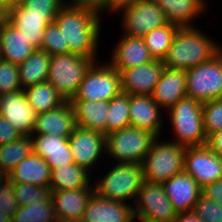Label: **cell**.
<instances>
[{
  "mask_svg": "<svg viewBox=\"0 0 222 222\" xmlns=\"http://www.w3.org/2000/svg\"><path fill=\"white\" fill-rule=\"evenodd\" d=\"M0 115L22 135H31L37 113L30 106L24 89L0 95Z\"/></svg>",
  "mask_w": 222,
  "mask_h": 222,
  "instance_id": "2e32d148",
  "label": "cell"
},
{
  "mask_svg": "<svg viewBox=\"0 0 222 222\" xmlns=\"http://www.w3.org/2000/svg\"><path fill=\"white\" fill-rule=\"evenodd\" d=\"M23 0H0V13L6 14L12 7L21 5Z\"/></svg>",
  "mask_w": 222,
  "mask_h": 222,
  "instance_id": "681fc988",
  "label": "cell"
},
{
  "mask_svg": "<svg viewBox=\"0 0 222 222\" xmlns=\"http://www.w3.org/2000/svg\"><path fill=\"white\" fill-rule=\"evenodd\" d=\"M137 0H109L108 3V13L115 12L118 13L121 10L130 7L133 5Z\"/></svg>",
  "mask_w": 222,
  "mask_h": 222,
  "instance_id": "7dc6e473",
  "label": "cell"
},
{
  "mask_svg": "<svg viewBox=\"0 0 222 222\" xmlns=\"http://www.w3.org/2000/svg\"><path fill=\"white\" fill-rule=\"evenodd\" d=\"M202 194L222 206V179L206 184L202 188Z\"/></svg>",
  "mask_w": 222,
  "mask_h": 222,
  "instance_id": "f6af8a7d",
  "label": "cell"
},
{
  "mask_svg": "<svg viewBox=\"0 0 222 222\" xmlns=\"http://www.w3.org/2000/svg\"><path fill=\"white\" fill-rule=\"evenodd\" d=\"M57 14L30 12V9L18 5L12 7L5 14V18L38 49L46 27L54 22Z\"/></svg>",
  "mask_w": 222,
  "mask_h": 222,
  "instance_id": "9a60e30c",
  "label": "cell"
},
{
  "mask_svg": "<svg viewBox=\"0 0 222 222\" xmlns=\"http://www.w3.org/2000/svg\"><path fill=\"white\" fill-rule=\"evenodd\" d=\"M18 207V201L13 193V183L7 179L0 185V211L12 217Z\"/></svg>",
  "mask_w": 222,
  "mask_h": 222,
  "instance_id": "60d3db41",
  "label": "cell"
},
{
  "mask_svg": "<svg viewBox=\"0 0 222 222\" xmlns=\"http://www.w3.org/2000/svg\"><path fill=\"white\" fill-rule=\"evenodd\" d=\"M93 192L92 185L74 190L51 191V198L58 221L66 222L81 219Z\"/></svg>",
  "mask_w": 222,
  "mask_h": 222,
  "instance_id": "603a6c76",
  "label": "cell"
},
{
  "mask_svg": "<svg viewBox=\"0 0 222 222\" xmlns=\"http://www.w3.org/2000/svg\"><path fill=\"white\" fill-rule=\"evenodd\" d=\"M7 177L12 183L49 187L51 169L45 159L32 152L28 157L21 160Z\"/></svg>",
  "mask_w": 222,
  "mask_h": 222,
  "instance_id": "d4e9b609",
  "label": "cell"
},
{
  "mask_svg": "<svg viewBox=\"0 0 222 222\" xmlns=\"http://www.w3.org/2000/svg\"><path fill=\"white\" fill-rule=\"evenodd\" d=\"M164 111L151 95H129L130 126L161 136Z\"/></svg>",
  "mask_w": 222,
  "mask_h": 222,
  "instance_id": "ac0fdd59",
  "label": "cell"
},
{
  "mask_svg": "<svg viewBox=\"0 0 222 222\" xmlns=\"http://www.w3.org/2000/svg\"><path fill=\"white\" fill-rule=\"evenodd\" d=\"M186 70L165 68L151 97L165 111L179 100L187 97Z\"/></svg>",
  "mask_w": 222,
  "mask_h": 222,
  "instance_id": "cb8c5ba5",
  "label": "cell"
},
{
  "mask_svg": "<svg viewBox=\"0 0 222 222\" xmlns=\"http://www.w3.org/2000/svg\"><path fill=\"white\" fill-rule=\"evenodd\" d=\"M0 222H12V217L0 211Z\"/></svg>",
  "mask_w": 222,
  "mask_h": 222,
  "instance_id": "f907efd6",
  "label": "cell"
},
{
  "mask_svg": "<svg viewBox=\"0 0 222 222\" xmlns=\"http://www.w3.org/2000/svg\"><path fill=\"white\" fill-rule=\"evenodd\" d=\"M66 222H85V221L81 218V219H75V220H70Z\"/></svg>",
  "mask_w": 222,
  "mask_h": 222,
  "instance_id": "db71d44e",
  "label": "cell"
},
{
  "mask_svg": "<svg viewBox=\"0 0 222 222\" xmlns=\"http://www.w3.org/2000/svg\"><path fill=\"white\" fill-rule=\"evenodd\" d=\"M118 14L122 16L123 34L132 37H143L169 23L156 0H137Z\"/></svg>",
  "mask_w": 222,
  "mask_h": 222,
  "instance_id": "8fae6325",
  "label": "cell"
},
{
  "mask_svg": "<svg viewBox=\"0 0 222 222\" xmlns=\"http://www.w3.org/2000/svg\"><path fill=\"white\" fill-rule=\"evenodd\" d=\"M68 140L74 163L88 171L106 154V135L97 131L76 126Z\"/></svg>",
  "mask_w": 222,
  "mask_h": 222,
  "instance_id": "4fadbf2b",
  "label": "cell"
},
{
  "mask_svg": "<svg viewBox=\"0 0 222 222\" xmlns=\"http://www.w3.org/2000/svg\"><path fill=\"white\" fill-rule=\"evenodd\" d=\"M82 219L85 222H135L133 205L105 199L95 192L90 196Z\"/></svg>",
  "mask_w": 222,
  "mask_h": 222,
  "instance_id": "e0dca14e",
  "label": "cell"
},
{
  "mask_svg": "<svg viewBox=\"0 0 222 222\" xmlns=\"http://www.w3.org/2000/svg\"><path fill=\"white\" fill-rule=\"evenodd\" d=\"M133 209L138 222H174L177 215L163 184L147 181L141 186Z\"/></svg>",
  "mask_w": 222,
  "mask_h": 222,
  "instance_id": "30bf717a",
  "label": "cell"
},
{
  "mask_svg": "<svg viewBox=\"0 0 222 222\" xmlns=\"http://www.w3.org/2000/svg\"><path fill=\"white\" fill-rule=\"evenodd\" d=\"M94 62L91 58L73 53L52 55L47 81L65 101H70Z\"/></svg>",
  "mask_w": 222,
  "mask_h": 222,
  "instance_id": "52a82bcc",
  "label": "cell"
},
{
  "mask_svg": "<svg viewBox=\"0 0 222 222\" xmlns=\"http://www.w3.org/2000/svg\"><path fill=\"white\" fill-rule=\"evenodd\" d=\"M192 211L205 222H222V206L201 194Z\"/></svg>",
  "mask_w": 222,
  "mask_h": 222,
  "instance_id": "ab89813d",
  "label": "cell"
},
{
  "mask_svg": "<svg viewBox=\"0 0 222 222\" xmlns=\"http://www.w3.org/2000/svg\"><path fill=\"white\" fill-rule=\"evenodd\" d=\"M75 127L73 106L65 101L58 108L37 114L31 135L55 134L69 137Z\"/></svg>",
  "mask_w": 222,
  "mask_h": 222,
  "instance_id": "ffe728a7",
  "label": "cell"
},
{
  "mask_svg": "<svg viewBox=\"0 0 222 222\" xmlns=\"http://www.w3.org/2000/svg\"><path fill=\"white\" fill-rule=\"evenodd\" d=\"M90 171L78 165L57 167L51 170L50 189L51 191L74 190L87 187L91 184Z\"/></svg>",
  "mask_w": 222,
  "mask_h": 222,
  "instance_id": "f546056e",
  "label": "cell"
},
{
  "mask_svg": "<svg viewBox=\"0 0 222 222\" xmlns=\"http://www.w3.org/2000/svg\"><path fill=\"white\" fill-rule=\"evenodd\" d=\"M67 1L63 0L65 6L92 10L99 16L103 14L101 12L105 11L108 12L109 0H67Z\"/></svg>",
  "mask_w": 222,
  "mask_h": 222,
  "instance_id": "7bdbcfd3",
  "label": "cell"
},
{
  "mask_svg": "<svg viewBox=\"0 0 222 222\" xmlns=\"http://www.w3.org/2000/svg\"><path fill=\"white\" fill-rule=\"evenodd\" d=\"M8 179L7 174L0 170V185Z\"/></svg>",
  "mask_w": 222,
  "mask_h": 222,
  "instance_id": "816d5d0a",
  "label": "cell"
},
{
  "mask_svg": "<svg viewBox=\"0 0 222 222\" xmlns=\"http://www.w3.org/2000/svg\"><path fill=\"white\" fill-rule=\"evenodd\" d=\"M157 136L133 126L106 135V154L117 163L142 164Z\"/></svg>",
  "mask_w": 222,
  "mask_h": 222,
  "instance_id": "8992f818",
  "label": "cell"
},
{
  "mask_svg": "<svg viewBox=\"0 0 222 222\" xmlns=\"http://www.w3.org/2000/svg\"><path fill=\"white\" fill-rule=\"evenodd\" d=\"M1 59L14 64L23 63L37 48L6 18L1 22Z\"/></svg>",
  "mask_w": 222,
  "mask_h": 222,
  "instance_id": "484cf974",
  "label": "cell"
},
{
  "mask_svg": "<svg viewBox=\"0 0 222 222\" xmlns=\"http://www.w3.org/2000/svg\"><path fill=\"white\" fill-rule=\"evenodd\" d=\"M121 92L120 72L108 61L106 63L96 61L87 70L71 100L109 102Z\"/></svg>",
  "mask_w": 222,
  "mask_h": 222,
  "instance_id": "ba28073f",
  "label": "cell"
},
{
  "mask_svg": "<svg viewBox=\"0 0 222 222\" xmlns=\"http://www.w3.org/2000/svg\"><path fill=\"white\" fill-rule=\"evenodd\" d=\"M165 68L162 61L153 60L123 69L120 72L122 92L129 95H151Z\"/></svg>",
  "mask_w": 222,
  "mask_h": 222,
  "instance_id": "5bb4252c",
  "label": "cell"
},
{
  "mask_svg": "<svg viewBox=\"0 0 222 222\" xmlns=\"http://www.w3.org/2000/svg\"><path fill=\"white\" fill-rule=\"evenodd\" d=\"M163 188L177 214L192 211L202 194V187L184 171L165 181Z\"/></svg>",
  "mask_w": 222,
  "mask_h": 222,
  "instance_id": "d6986e66",
  "label": "cell"
},
{
  "mask_svg": "<svg viewBox=\"0 0 222 222\" xmlns=\"http://www.w3.org/2000/svg\"><path fill=\"white\" fill-rule=\"evenodd\" d=\"M222 45L197 26L179 27L163 64L170 69L188 70L212 59Z\"/></svg>",
  "mask_w": 222,
  "mask_h": 222,
  "instance_id": "7a4b0ae2",
  "label": "cell"
},
{
  "mask_svg": "<svg viewBox=\"0 0 222 222\" xmlns=\"http://www.w3.org/2000/svg\"><path fill=\"white\" fill-rule=\"evenodd\" d=\"M109 63L119 72L153 61L142 37L122 35L111 54Z\"/></svg>",
  "mask_w": 222,
  "mask_h": 222,
  "instance_id": "7402d4cb",
  "label": "cell"
},
{
  "mask_svg": "<svg viewBox=\"0 0 222 222\" xmlns=\"http://www.w3.org/2000/svg\"><path fill=\"white\" fill-rule=\"evenodd\" d=\"M21 136L22 134L9 121L0 115V145L13 142Z\"/></svg>",
  "mask_w": 222,
  "mask_h": 222,
  "instance_id": "ee69618b",
  "label": "cell"
},
{
  "mask_svg": "<svg viewBox=\"0 0 222 222\" xmlns=\"http://www.w3.org/2000/svg\"><path fill=\"white\" fill-rule=\"evenodd\" d=\"M174 222H205L203 219L198 217L193 211L178 213Z\"/></svg>",
  "mask_w": 222,
  "mask_h": 222,
  "instance_id": "c3c4849f",
  "label": "cell"
},
{
  "mask_svg": "<svg viewBox=\"0 0 222 222\" xmlns=\"http://www.w3.org/2000/svg\"><path fill=\"white\" fill-rule=\"evenodd\" d=\"M164 112L171 120V129L176 137L172 142L185 147L203 146L207 144L204 131L202 103L184 97Z\"/></svg>",
  "mask_w": 222,
  "mask_h": 222,
  "instance_id": "3957f363",
  "label": "cell"
},
{
  "mask_svg": "<svg viewBox=\"0 0 222 222\" xmlns=\"http://www.w3.org/2000/svg\"><path fill=\"white\" fill-rule=\"evenodd\" d=\"M38 49L47 52L50 56L69 53V46H64L62 31L58 29L54 22L46 27L43 41Z\"/></svg>",
  "mask_w": 222,
  "mask_h": 222,
  "instance_id": "74e56055",
  "label": "cell"
},
{
  "mask_svg": "<svg viewBox=\"0 0 222 222\" xmlns=\"http://www.w3.org/2000/svg\"><path fill=\"white\" fill-rule=\"evenodd\" d=\"M22 89L18 64L0 58V95Z\"/></svg>",
  "mask_w": 222,
  "mask_h": 222,
  "instance_id": "f35d334b",
  "label": "cell"
},
{
  "mask_svg": "<svg viewBox=\"0 0 222 222\" xmlns=\"http://www.w3.org/2000/svg\"><path fill=\"white\" fill-rule=\"evenodd\" d=\"M157 137L142 162L144 179L147 182L163 184L184 169L186 147L171 140L160 142Z\"/></svg>",
  "mask_w": 222,
  "mask_h": 222,
  "instance_id": "5b68a950",
  "label": "cell"
},
{
  "mask_svg": "<svg viewBox=\"0 0 222 222\" xmlns=\"http://www.w3.org/2000/svg\"><path fill=\"white\" fill-rule=\"evenodd\" d=\"M74 109L76 126L106 135L108 102L70 100Z\"/></svg>",
  "mask_w": 222,
  "mask_h": 222,
  "instance_id": "83f0119b",
  "label": "cell"
},
{
  "mask_svg": "<svg viewBox=\"0 0 222 222\" xmlns=\"http://www.w3.org/2000/svg\"><path fill=\"white\" fill-rule=\"evenodd\" d=\"M178 28V25L169 22L164 26L151 30L142 37L154 60L163 61Z\"/></svg>",
  "mask_w": 222,
  "mask_h": 222,
  "instance_id": "d6a6232c",
  "label": "cell"
},
{
  "mask_svg": "<svg viewBox=\"0 0 222 222\" xmlns=\"http://www.w3.org/2000/svg\"><path fill=\"white\" fill-rule=\"evenodd\" d=\"M111 167L103 178L95 182L94 192L113 201H136L138 192L145 182L142 164L116 163Z\"/></svg>",
  "mask_w": 222,
  "mask_h": 222,
  "instance_id": "277c9868",
  "label": "cell"
},
{
  "mask_svg": "<svg viewBox=\"0 0 222 222\" xmlns=\"http://www.w3.org/2000/svg\"><path fill=\"white\" fill-rule=\"evenodd\" d=\"M186 72L187 97L200 103L222 98V50L209 61Z\"/></svg>",
  "mask_w": 222,
  "mask_h": 222,
  "instance_id": "9c48e42d",
  "label": "cell"
},
{
  "mask_svg": "<svg viewBox=\"0 0 222 222\" xmlns=\"http://www.w3.org/2000/svg\"><path fill=\"white\" fill-rule=\"evenodd\" d=\"M204 131L207 138L222 128V98L202 103Z\"/></svg>",
  "mask_w": 222,
  "mask_h": 222,
  "instance_id": "8d00e7d4",
  "label": "cell"
},
{
  "mask_svg": "<svg viewBox=\"0 0 222 222\" xmlns=\"http://www.w3.org/2000/svg\"><path fill=\"white\" fill-rule=\"evenodd\" d=\"M170 23L179 27L195 26V21L208 6L207 0H156ZM197 17V18H196Z\"/></svg>",
  "mask_w": 222,
  "mask_h": 222,
  "instance_id": "4316f807",
  "label": "cell"
},
{
  "mask_svg": "<svg viewBox=\"0 0 222 222\" xmlns=\"http://www.w3.org/2000/svg\"><path fill=\"white\" fill-rule=\"evenodd\" d=\"M206 145L222 157V128L208 137Z\"/></svg>",
  "mask_w": 222,
  "mask_h": 222,
  "instance_id": "bcb514c9",
  "label": "cell"
},
{
  "mask_svg": "<svg viewBox=\"0 0 222 222\" xmlns=\"http://www.w3.org/2000/svg\"><path fill=\"white\" fill-rule=\"evenodd\" d=\"M33 153L45 159L51 170L74 164L68 137L51 134L30 135Z\"/></svg>",
  "mask_w": 222,
  "mask_h": 222,
  "instance_id": "44dd1931",
  "label": "cell"
},
{
  "mask_svg": "<svg viewBox=\"0 0 222 222\" xmlns=\"http://www.w3.org/2000/svg\"><path fill=\"white\" fill-rule=\"evenodd\" d=\"M32 152V139L29 135H22L13 142L0 145V170L8 175L21 160Z\"/></svg>",
  "mask_w": 222,
  "mask_h": 222,
  "instance_id": "1f68e13d",
  "label": "cell"
},
{
  "mask_svg": "<svg viewBox=\"0 0 222 222\" xmlns=\"http://www.w3.org/2000/svg\"><path fill=\"white\" fill-rule=\"evenodd\" d=\"M13 193L19 206L46 201L51 197L50 187H40L25 183H13Z\"/></svg>",
  "mask_w": 222,
  "mask_h": 222,
  "instance_id": "d590c367",
  "label": "cell"
},
{
  "mask_svg": "<svg viewBox=\"0 0 222 222\" xmlns=\"http://www.w3.org/2000/svg\"><path fill=\"white\" fill-rule=\"evenodd\" d=\"M12 222H59L52 198L33 204L19 206L12 216Z\"/></svg>",
  "mask_w": 222,
  "mask_h": 222,
  "instance_id": "836d02e7",
  "label": "cell"
},
{
  "mask_svg": "<svg viewBox=\"0 0 222 222\" xmlns=\"http://www.w3.org/2000/svg\"><path fill=\"white\" fill-rule=\"evenodd\" d=\"M51 56L36 49L23 63L19 64V78L22 89L47 81Z\"/></svg>",
  "mask_w": 222,
  "mask_h": 222,
  "instance_id": "f1b7e54d",
  "label": "cell"
},
{
  "mask_svg": "<svg viewBox=\"0 0 222 222\" xmlns=\"http://www.w3.org/2000/svg\"><path fill=\"white\" fill-rule=\"evenodd\" d=\"M24 91L30 106L37 114L58 108L65 102L48 81L30 86Z\"/></svg>",
  "mask_w": 222,
  "mask_h": 222,
  "instance_id": "4dcf8cb0",
  "label": "cell"
},
{
  "mask_svg": "<svg viewBox=\"0 0 222 222\" xmlns=\"http://www.w3.org/2000/svg\"><path fill=\"white\" fill-rule=\"evenodd\" d=\"M101 17L85 8L63 6L54 19L62 31L64 46H69V53L98 60V43L101 31ZM98 54V55H97Z\"/></svg>",
  "mask_w": 222,
  "mask_h": 222,
  "instance_id": "6da1fadb",
  "label": "cell"
},
{
  "mask_svg": "<svg viewBox=\"0 0 222 222\" xmlns=\"http://www.w3.org/2000/svg\"><path fill=\"white\" fill-rule=\"evenodd\" d=\"M30 12L58 13L64 6L63 0H23L21 3Z\"/></svg>",
  "mask_w": 222,
  "mask_h": 222,
  "instance_id": "b9f144b4",
  "label": "cell"
},
{
  "mask_svg": "<svg viewBox=\"0 0 222 222\" xmlns=\"http://www.w3.org/2000/svg\"><path fill=\"white\" fill-rule=\"evenodd\" d=\"M130 126L129 94L121 92L108 102L106 135Z\"/></svg>",
  "mask_w": 222,
  "mask_h": 222,
  "instance_id": "e575fe53",
  "label": "cell"
},
{
  "mask_svg": "<svg viewBox=\"0 0 222 222\" xmlns=\"http://www.w3.org/2000/svg\"><path fill=\"white\" fill-rule=\"evenodd\" d=\"M5 19V14L0 13V29H1V22ZM0 57H1V38H0Z\"/></svg>",
  "mask_w": 222,
  "mask_h": 222,
  "instance_id": "f5cc1de1",
  "label": "cell"
},
{
  "mask_svg": "<svg viewBox=\"0 0 222 222\" xmlns=\"http://www.w3.org/2000/svg\"><path fill=\"white\" fill-rule=\"evenodd\" d=\"M183 171L203 188L222 179V157L207 145L186 147Z\"/></svg>",
  "mask_w": 222,
  "mask_h": 222,
  "instance_id": "7c38bea8",
  "label": "cell"
}]
</instances>
